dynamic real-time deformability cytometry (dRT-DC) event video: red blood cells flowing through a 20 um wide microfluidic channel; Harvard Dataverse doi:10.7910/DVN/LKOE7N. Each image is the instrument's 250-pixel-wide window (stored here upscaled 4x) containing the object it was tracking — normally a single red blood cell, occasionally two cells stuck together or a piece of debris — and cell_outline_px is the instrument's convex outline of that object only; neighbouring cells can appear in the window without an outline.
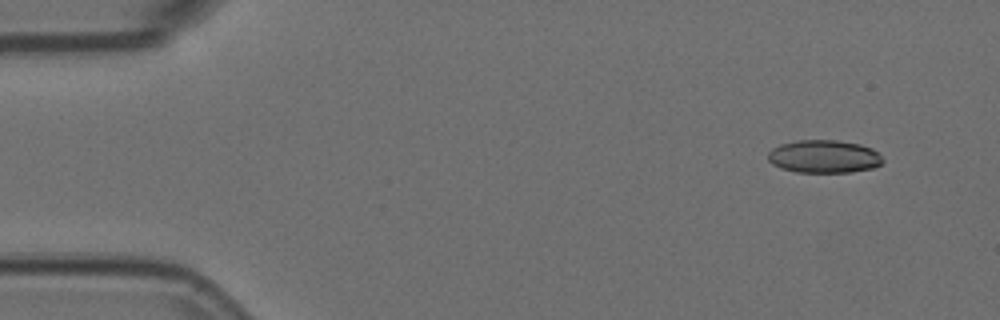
{"species": "Egyptian fruit bat (a non-hibernating species)", "species_latin": "Rousettus aegyptiacus", "temperature_condition": "room temperature", "stored_images_in_passage": 5, "camera_frame_rate_fps": 3000, "um_per_image_px": 0.085, "animal": {"sex": "female"}, "frame": {"image": 1, "passage_image": 2, "time_ms": 0.333, "image_size_px": [1000, 320], "cell_outline_px": [[884, 160], [880, 164], [872, 168], [852, 172], [796, 172], [780, 168], [772, 164], [768, 160], [768, 152], [772, 148], [780, 144], [796, 140], [836, 140], [860, 144], [872, 148]], "centroid_in_image_um": [70.01, 13.3], "position_along_channel_um": 15.0, "area_um2": 22.08}}
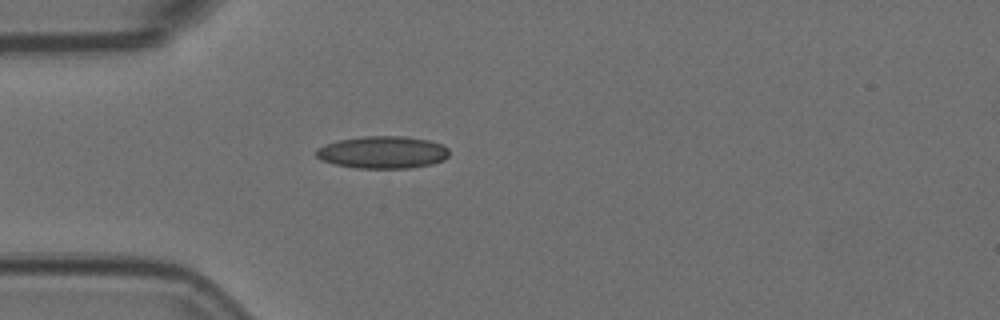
{"frame": {"image": 2, "passage_image": 5, "time_ms": 1.333, "image_size_px": [1000, 320], "cell_outline_px": [[448, 156], [444, 160], [432, 164], [408, 168], [356, 168], [336, 164], [320, 160], [316, 156], [316, 148], [324, 144], [340, 140], [364, 136], [404, 136], [428, 140], [440, 144], [448, 148]], "centroid_in_image_um": [32.51, 12.94], "position_along_channel_um": 52.5, "area_um2": 25.03}}